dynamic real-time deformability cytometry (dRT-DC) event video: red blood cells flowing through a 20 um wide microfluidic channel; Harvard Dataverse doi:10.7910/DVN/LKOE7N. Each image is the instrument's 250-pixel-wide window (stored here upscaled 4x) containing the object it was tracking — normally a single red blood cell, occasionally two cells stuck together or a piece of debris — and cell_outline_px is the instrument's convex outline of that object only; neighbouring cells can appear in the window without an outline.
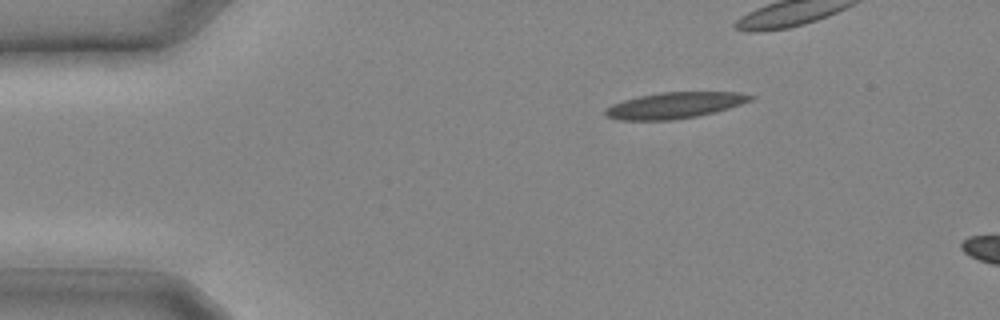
{"species": "common noctule bat (a hibernating species)", "species_latin": "Nyctalus noctula", "temperature_condition": "cold", "stored_images_in_passage": 3, "camera_frame_rate_fps": 3000, "um_per_image_px": 0.085, "animal": {"sex": "male", "body_mass_g": 20.4}, "frame": {"image": 1, "passage_image": 1, "time_ms": 0.0, "image_size_px": [1000, 320], "cell_outline_px": [[756, 96], [752, 100], [716, 112], [696, 116], [672, 120], [620, 120], [604, 116], [604, 108], [612, 104], [624, 100], [640, 96], [660, 92], [740, 92]], "centroid_in_image_um": [57.33, 8.95], "position_along_channel_um": 27.7, "area_um2": 22.14}}